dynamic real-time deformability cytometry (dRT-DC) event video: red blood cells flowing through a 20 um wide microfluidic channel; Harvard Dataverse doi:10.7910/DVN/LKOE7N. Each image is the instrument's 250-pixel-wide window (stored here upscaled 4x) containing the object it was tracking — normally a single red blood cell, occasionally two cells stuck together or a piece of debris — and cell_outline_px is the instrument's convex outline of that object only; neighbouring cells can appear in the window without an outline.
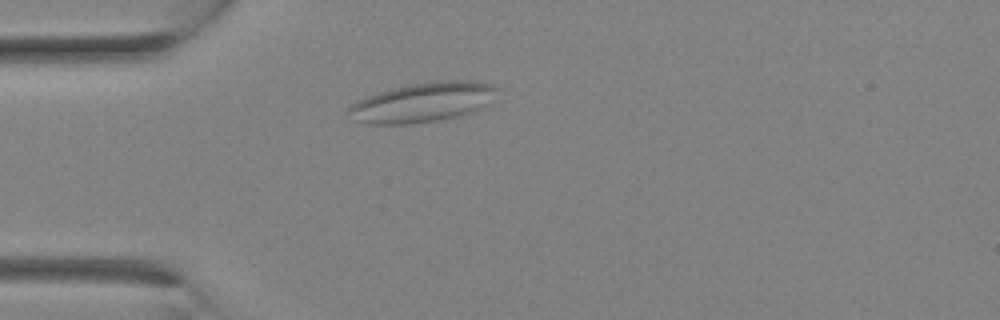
{"species": "Egyptian fruit bat (a non-hibernating species)", "species_latin": "Rousettus aegyptiacus", "temperature_condition": "room temperature", "stored_images_in_passage": 14, "camera_frame_rate_fps": 3000, "um_per_image_px": 0.085, "animal": {"sex": "female"}, "frame": {"image": 1, "passage_image": 1, "time_ms": 0.0, "image_size_px": [1000, 320], "cell_outline_px": [[500, 88], [492, 104], [484, 108], [436, 120], [412, 124], [368, 124], [356, 120], [348, 112], [348, 108], [352, 104], [368, 96], [380, 92], [412, 84], [440, 80], [472, 80], [492, 84]], "centroid_in_image_um": [36.04, 8.68], "position_along_channel_um": 49.0, "area_um2": 34.04}}
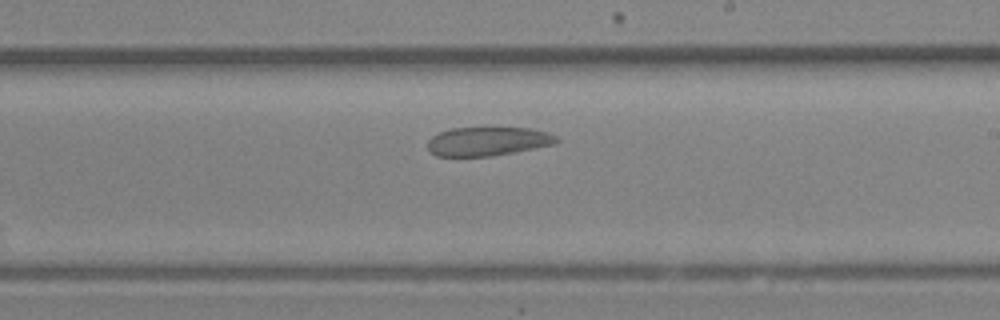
{"frame": {"image": 2, "passage_image": 10, "time_ms": 3.0, "image_size_px": [1000, 320], "cell_outline_px": [[560, 140], [556, 144], [516, 152], [492, 156], [436, 156], [428, 148], [428, 140], [432, 136], [440, 132], [452, 128], [532, 128], [556, 136]], "centroid_in_image_um": [41.48, 12.02], "position_along_channel_um": 247.5, "area_um2": 21.62}}
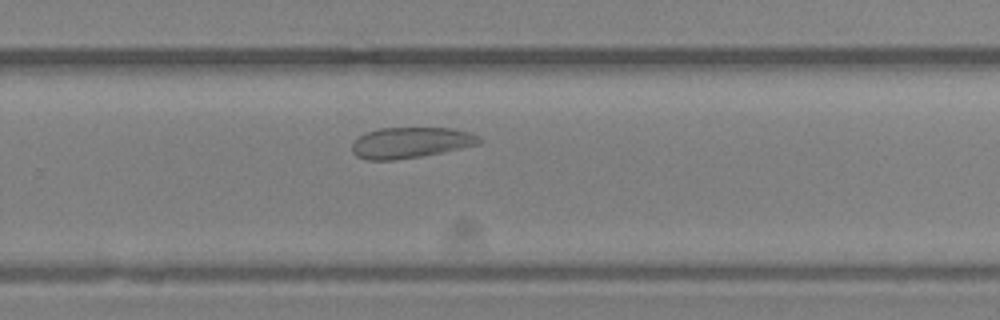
{"frame": {"image": 3, "passage_image": 12, "time_ms": 3.667, "image_size_px": [1000, 320], "cell_outline_px": [[484, 140], [480, 144], [420, 156], [396, 160], [368, 160], [356, 156], [352, 152], [352, 144], [364, 132], [380, 128], [452, 128], [468, 132], [480, 136]], "centroid_in_image_um": [34.9, 12.12], "position_along_channel_um": 294.9, "area_um2": 22.83}}